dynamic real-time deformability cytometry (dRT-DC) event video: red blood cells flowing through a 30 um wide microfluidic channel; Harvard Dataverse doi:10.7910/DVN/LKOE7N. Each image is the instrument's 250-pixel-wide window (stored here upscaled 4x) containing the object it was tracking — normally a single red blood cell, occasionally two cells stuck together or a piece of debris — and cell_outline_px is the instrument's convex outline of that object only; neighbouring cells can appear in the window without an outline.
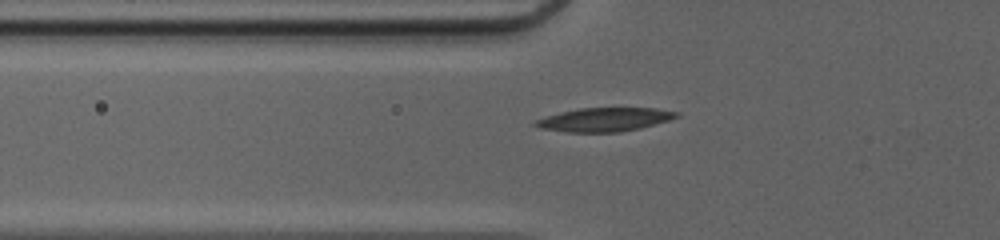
{"species": "common noctule bat (a hibernating species)", "species_latin": "Nyctalus noctula", "temperature_condition": "cold", "stored_images_in_passage": 32, "camera_frame_rate_fps": 3000, "um_per_image_px": 0.085, "animal": {"sex": "female", "body_mass_g": 20.0, "forearm_length_mm": 54.0}, "frame": {"image": 1, "passage_image": 2, "time_ms": 0.333, "image_size_px": [1000, 240], "cell_outline_px": [[680, 116], [668, 120], [640, 128], [620, 132], [568, 132], [540, 128], [532, 124], [532, 120], [560, 112], [580, 108], [656, 108], [680, 112]], "centroid_in_image_um": [51.36, 10.16], "position_along_channel_um": 74.4, "area_um2": 19.54}}
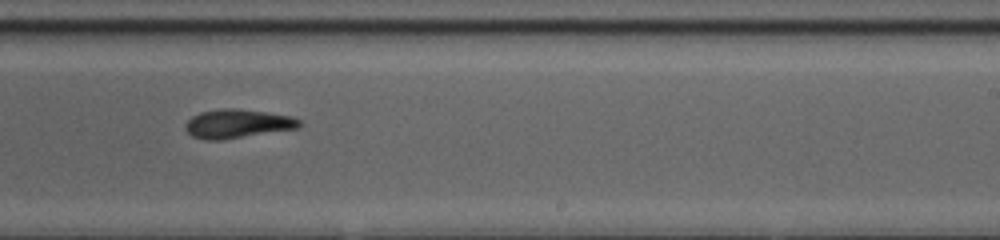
{"frame": {"image": 2, "passage_image": 16, "time_ms": 5.0, "image_size_px": [1000, 240], "cell_outline_px": [[300, 128], [220, 140], [204, 140], [192, 136], [184, 128], [184, 124], [192, 116], [200, 112], [224, 108], [236, 108], [292, 116], [300, 120]], "centroid_in_image_um": [20.16, 10.52], "position_along_channel_um": 268.8, "area_um2": 19.13}}
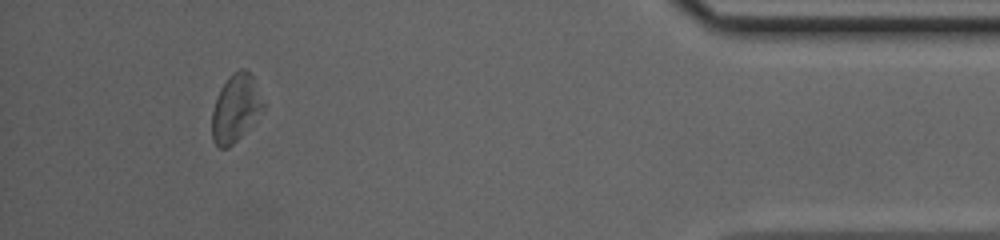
{"frame": {"image": 3, "passage_image": 30, "time_ms": 9.667, "image_size_px": [1000, 240], "cell_outline_px": [[264, 108], [244, 132], [228, 148], [220, 148], [212, 140], [212, 112], [216, 96], [220, 88], [232, 72], [240, 68], [244, 68], [252, 76], [264, 104]], "centroid_in_image_um": [19.99, 9.18], "position_along_channel_um": 415.2, "area_um2": 19.83}}